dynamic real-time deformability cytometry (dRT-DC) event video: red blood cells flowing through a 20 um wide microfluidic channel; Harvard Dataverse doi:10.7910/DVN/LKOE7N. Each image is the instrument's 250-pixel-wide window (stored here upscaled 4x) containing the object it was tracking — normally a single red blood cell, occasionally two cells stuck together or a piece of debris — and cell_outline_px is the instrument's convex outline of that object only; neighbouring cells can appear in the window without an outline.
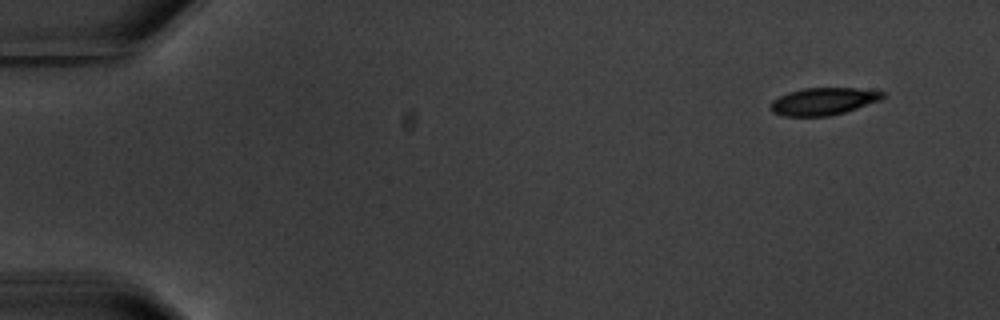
{"species": "common noctule bat (a hibernating species)", "species_latin": "Nyctalus noctula", "temperature_condition": "warm", "stored_images_in_passage": 4, "camera_frame_rate_fps": 3000, "um_per_image_px": 0.085, "animal": {"sex": "male", "body_mass_g": 20.1, "forearm_length_mm": 53.5}, "frame": {"image": 1, "passage_image": 1, "time_ms": 0.0, "image_size_px": [1000, 320], "cell_outline_px": [[888, 96], [880, 100], [844, 112], [828, 116], [784, 116], [772, 112], [772, 100], [788, 92], [804, 88], [856, 88], [888, 92]], "centroid_in_image_um": [70.04, 8.6], "position_along_channel_um": 15.0, "area_um2": 17.8}}